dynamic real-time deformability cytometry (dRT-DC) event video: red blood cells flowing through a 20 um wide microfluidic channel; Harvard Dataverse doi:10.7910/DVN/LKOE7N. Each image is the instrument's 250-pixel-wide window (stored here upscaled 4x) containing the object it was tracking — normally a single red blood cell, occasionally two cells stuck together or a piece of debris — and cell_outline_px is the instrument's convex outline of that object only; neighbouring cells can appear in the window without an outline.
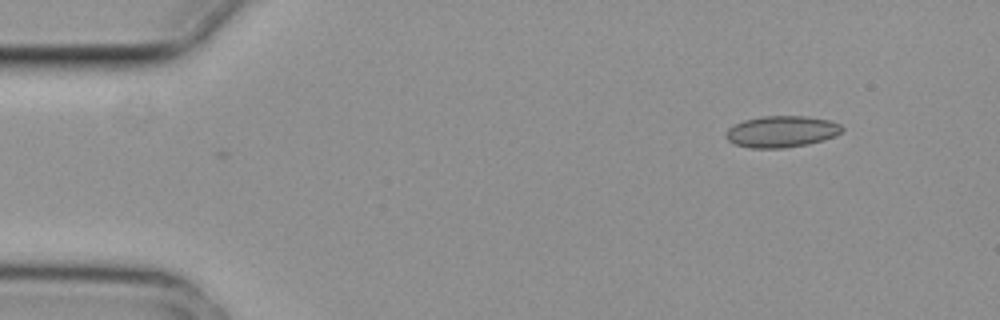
{"species": "common noctule bat (a hibernating species)", "species_latin": "Nyctalus noctula", "temperature_condition": "cold", "stored_images_in_passage": 4, "camera_frame_rate_fps": 3000, "um_per_image_px": 0.085, "animal": {"sex": "female", "body_mass_g": 29.2, "forearm_length_mm": 56.3}, "frame": {"image": 1, "passage_image": 1, "time_ms": 0.0, "image_size_px": [1000, 320], "cell_outline_px": [[844, 128], [836, 136], [824, 140], [808, 144], [784, 148], [748, 148], [736, 144], [728, 140], [728, 128], [744, 120], [760, 116], [804, 116], [828, 120], [840, 124]], "centroid_in_image_um": [66.47, 11.19], "position_along_channel_um": 18.5, "area_um2": 21.15}}
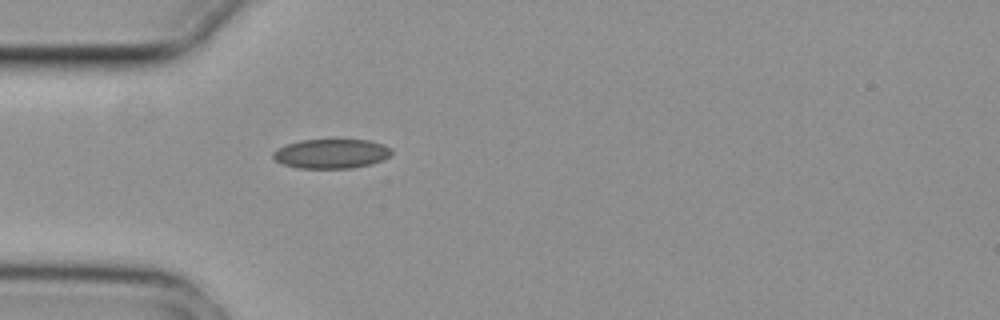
{"frame": {"image": 2, "passage_image": 4, "time_ms": 1.0, "image_size_px": [1000, 320], "cell_outline_px": [[392, 152], [388, 156], [372, 164], [352, 168], [300, 168], [284, 164], [276, 160], [272, 156], [272, 152], [276, 148], [300, 140], [368, 140], [384, 144], [392, 148]], "centroid_in_image_um": [28.16, 13.06], "position_along_channel_um": 56.8, "area_um2": 20.23}}